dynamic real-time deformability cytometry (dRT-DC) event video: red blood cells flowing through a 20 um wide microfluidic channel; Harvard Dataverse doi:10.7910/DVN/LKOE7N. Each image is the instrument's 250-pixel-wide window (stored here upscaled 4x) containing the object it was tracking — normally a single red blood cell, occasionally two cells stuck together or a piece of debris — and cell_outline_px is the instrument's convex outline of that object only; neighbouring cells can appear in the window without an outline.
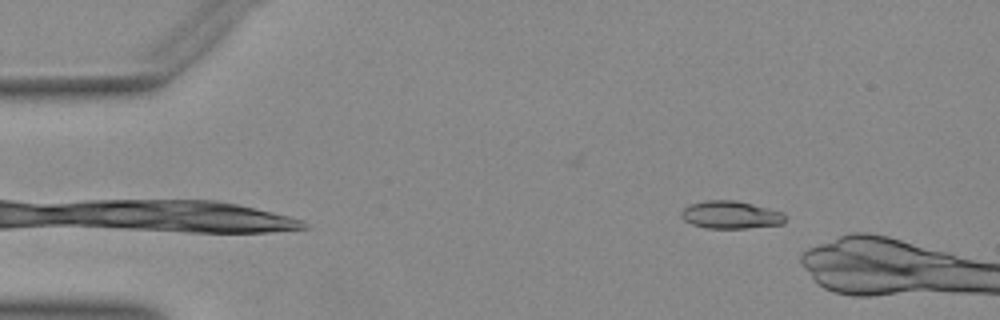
{"species": "Egyptian fruit bat (a non-hibernating species)", "species_latin": "Rousettus aegyptiacus", "temperature_condition": "warm", "stored_images_in_passage": 37, "camera_frame_rate_fps": 3000, "um_per_image_px": 0.085, "animal": {"sex": "female"}, "frame": {"image": 1, "passage_image": 2, "time_ms": 0.333, "image_size_px": [1000, 320], "cell_outline_px": [[784, 224], [748, 228], [704, 228], [692, 224], [684, 220], [680, 216], [680, 212], [688, 204], [704, 200], [736, 200], [784, 212]], "centroid_in_image_um": [62.08, 18.26], "position_along_channel_um": 22.9, "area_um2": 16.94}}
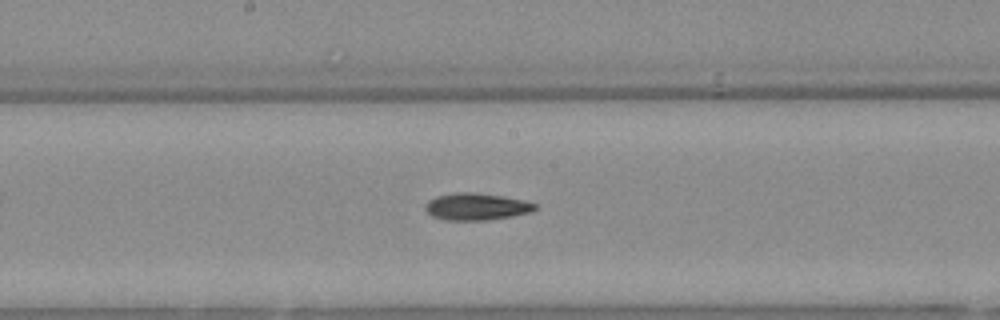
{"frame": {"image": 2, "passage_image": 22, "time_ms": 7.0, "image_size_px": [1000, 320], "cell_outline_px": [[536, 208], [532, 212], [512, 216], [484, 220], [448, 220], [432, 216], [424, 208], [424, 204], [428, 200], [436, 196], [452, 192], [472, 192], [504, 196], [524, 200], [536, 204]], "centroid_in_image_um": [40.47, 17.55], "position_along_channel_um": 207.7, "area_um2": 17.34}}
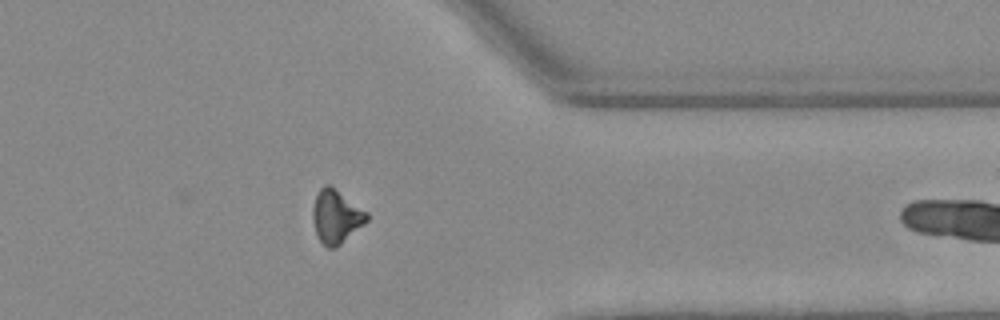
{"frame": {"image": 3, "passage_image": 36, "time_ms": 11.667, "image_size_px": [1000, 320], "cell_outline_px": [[368, 220], [364, 224], [340, 244], [332, 248], [328, 248], [320, 240], [316, 232], [312, 220], [312, 208], [316, 196], [320, 188], [324, 184], [332, 184], [368, 212]], "centroid_in_image_um": [28.57, 18.35], "position_along_channel_um": 382.8, "area_um2": 16.94}}